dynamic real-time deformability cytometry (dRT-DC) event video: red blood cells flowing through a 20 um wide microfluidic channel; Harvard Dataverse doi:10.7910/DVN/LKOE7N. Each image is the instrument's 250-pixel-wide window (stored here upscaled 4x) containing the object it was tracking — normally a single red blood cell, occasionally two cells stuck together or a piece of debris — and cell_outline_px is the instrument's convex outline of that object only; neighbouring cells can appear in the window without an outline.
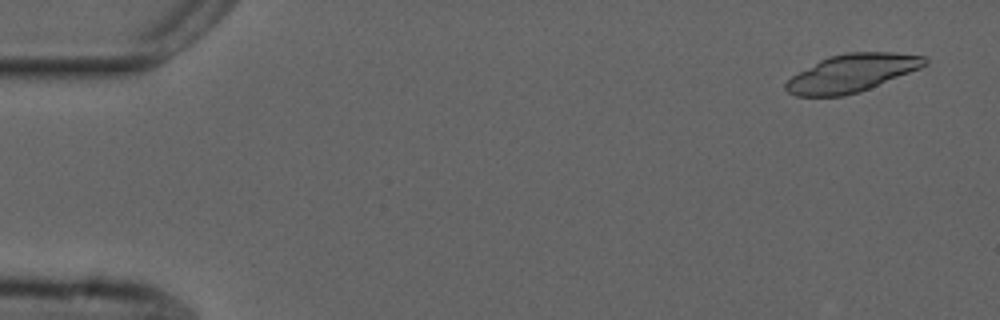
{"species": "common noctule bat (a hibernating species)", "species_latin": "Nyctalus noctula", "temperature_condition": "cold", "stored_images_in_passage": 19, "camera_frame_rate_fps": 3000, "um_per_image_px": 0.085, "animal": {"sex": "male", "forearm_length_mm": 52.5}, "frame": {"image": 1, "passage_image": 3, "time_ms": 0.667, "image_size_px": [1000, 320], "cell_outline_px": [[928, 64], [920, 68], [860, 92], [844, 96], [796, 96], [788, 92], [784, 88], [784, 84], [792, 76], [820, 60], [828, 56], [848, 52], [892, 52], [924, 56], [928, 60]], "centroid_in_image_um": [72.4, 6.21], "position_along_channel_um": 12.6, "area_um2": 30.46}}